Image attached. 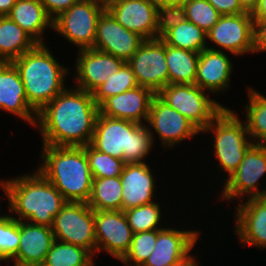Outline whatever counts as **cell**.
I'll use <instances>...</instances> for the list:
<instances>
[{
	"label": "cell",
	"instance_id": "1",
	"mask_svg": "<svg viewBox=\"0 0 266 266\" xmlns=\"http://www.w3.org/2000/svg\"><path fill=\"white\" fill-rule=\"evenodd\" d=\"M98 114L92 93L66 87L37 113L35 127L43 145L83 147L92 140Z\"/></svg>",
	"mask_w": 266,
	"mask_h": 266
},
{
	"label": "cell",
	"instance_id": "2",
	"mask_svg": "<svg viewBox=\"0 0 266 266\" xmlns=\"http://www.w3.org/2000/svg\"><path fill=\"white\" fill-rule=\"evenodd\" d=\"M33 171L5 181L0 179V188L6 194L13 218L52 227L54 217L67 201L38 169Z\"/></svg>",
	"mask_w": 266,
	"mask_h": 266
},
{
	"label": "cell",
	"instance_id": "3",
	"mask_svg": "<svg viewBox=\"0 0 266 266\" xmlns=\"http://www.w3.org/2000/svg\"><path fill=\"white\" fill-rule=\"evenodd\" d=\"M40 171L67 202L87 203L92 191V174L83 147L42 145Z\"/></svg>",
	"mask_w": 266,
	"mask_h": 266
},
{
	"label": "cell",
	"instance_id": "4",
	"mask_svg": "<svg viewBox=\"0 0 266 266\" xmlns=\"http://www.w3.org/2000/svg\"><path fill=\"white\" fill-rule=\"evenodd\" d=\"M45 44H37L11 63L16 67L26 92L27 102L38 113L65 87L69 68L54 58Z\"/></svg>",
	"mask_w": 266,
	"mask_h": 266
},
{
	"label": "cell",
	"instance_id": "5",
	"mask_svg": "<svg viewBox=\"0 0 266 266\" xmlns=\"http://www.w3.org/2000/svg\"><path fill=\"white\" fill-rule=\"evenodd\" d=\"M155 138L147 124L98 114L90 145L127 163H141L149 155Z\"/></svg>",
	"mask_w": 266,
	"mask_h": 266
},
{
	"label": "cell",
	"instance_id": "6",
	"mask_svg": "<svg viewBox=\"0 0 266 266\" xmlns=\"http://www.w3.org/2000/svg\"><path fill=\"white\" fill-rule=\"evenodd\" d=\"M236 114L226 106L201 132L212 133L214 159L219 162L217 167L228 173L227 178L238 169L246 151L253 144L245 121L240 120Z\"/></svg>",
	"mask_w": 266,
	"mask_h": 266
},
{
	"label": "cell",
	"instance_id": "7",
	"mask_svg": "<svg viewBox=\"0 0 266 266\" xmlns=\"http://www.w3.org/2000/svg\"><path fill=\"white\" fill-rule=\"evenodd\" d=\"M205 92L195 84H168L156 95L202 132L226 108Z\"/></svg>",
	"mask_w": 266,
	"mask_h": 266
},
{
	"label": "cell",
	"instance_id": "8",
	"mask_svg": "<svg viewBox=\"0 0 266 266\" xmlns=\"http://www.w3.org/2000/svg\"><path fill=\"white\" fill-rule=\"evenodd\" d=\"M106 9L101 0H79L52 21V29L78 50L94 46L97 21Z\"/></svg>",
	"mask_w": 266,
	"mask_h": 266
},
{
	"label": "cell",
	"instance_id": "9",
	"mask_svg": "<svg viewBox=\"0 0 266 266\" xmlns=\"http://www.w3.org/2000/svg\"><path fill=\"white\" fill-rule=\"evenodd\" d=\"M265 174L266 145L253 143L246 151L238 169L223 180L225 183L222 186L220 200L226 199L232 202L235 199L244 200L245 197L246 199L266 197V186L262 190L259 187V181Z\"/></svg>",
	"mask_w": 266,
	"mask_h": 266
},
{
	"label": "cell",
	"instance_id": "10",
	"mask_svg": "<svg viewBox=\"0 0 266 266\" xmlns=\"http://www.w3.org/2000/svg\"><path fill=\"white\" fill-rule=\"evenodd\" d=\"M54 238L96 254L94 210L84 202H67L54 217Z\"/></svg>",
	"mask_w": 266,
	"mask_h": 266
},
{
	"label": "cell",
	"instance_id": "11",
	"mask_svg": "<svg viewBox=\"0 0 266 266\" xmlns=\"http://www.w3.org/2000/svg\"><path fill=\"white\" fill-rule=\"evenodd\" d=\"M254 20L251 12L220 16L218 22L207 33V39L216 44L207 47L216 51H228L231 55L242 56L254 53ZM219 48V49H218ZM222 50H221V49ZM224 49V50H223Z\"/></svg>",
	"mask_w": 266,
	"mask_h": 266
},
{
	"label": "cell",
	"instance_id": "12",
	"mask_svg": "<svg viewBox=\"0 0 266 266\" xmlns=\"http://www.w3.org/2000/svg\"><path fill=\"white\" fill-rule=\"evenodd\" d=\"M127 63L139 86L150 88L157 94L169 84L166 44L160 38L144 40Z\"/></svg>",
	"mask_w": 266,
	"mask_h": 266
},
{
	"label": "cell",
	"instance_id": "13",
	"mask_svg": "<svg viewBox=\"0 0 266 266\" xmlns=\"http://www.w3.org/2000/svg\"><path fill=\"white\" fill-rule=\"evenodd\" d=\"M201 230H180L165 227L157 230V240L152 253L141 266H166L173 263H197L191 250L196 245Z\"/></svg>",
	"mask_w": 266,
	"mask_h": 266
},
{
	"label": "cell",
	"instance_id": "14",
	"mask_svg": "<svg viewBox=\"0 0 266 266\" xmlns=\"http://www.w3.org/2000/svg\"><path fill=\"white\" fill-rule=\"evenodd\" d=\"M147 127L152 136L156 132L162 147L172 149L178 143L180 144L188 138H194V136L202 134L191 121L177 110L168 106L157 95L151 102Z\"/></svg>",
	"mask_w": 266,
	"mask_h": 266
},
{
	"label": "cell",
	"instance_id": "15",
	"mask_svg": "<svg viewBox=\"0 0 266 266\" xmlns=\"http://www.w3.org/2000/svg\"><path fill=\"white\" fill-rule=\"evenodd\" d=\"M96 254L104 251L120 261L129 251L133 239L124 211L94 210Z\"/></svg>",
	"mask_w": 266,
	"mask_h": 266
},
{
	"label": "cell",
	"instance_id": "16",
	"mask_svg": "<svg viewBox=\"0 0 266 266\" xmlns=\"http://www.w3.org/2000/svg\"><path fill=\"white\" fill-rule=\"evenodd\" d=\"M144 40L139 34L125 29L105 9L97 21L93 49L121 58L127 62Z\"/></svg>",
	"mask_w": 266,
	"mask_h": 266
},
{
	"label": "cell",
	"instance_id": "17",
	"mask_svg": "<svg viewBox=\"0 0 266 266\" xmlns=\"http://www.w3.org/2000/svg\"><path fill=\"white\" fill-rule=\"evenodd\" d=\"M157 4L154 0H111L106 9L125 29L142 38H157Z\"/></svg>",
	"mask_w": 266,
	"mask_h": 266
},
{
	"label": "cell",
	"instance_id": "18",
	"mask_svg": "<svg viewBox=\"0 0 266 266\" xmlns=\"http://www.w3.org/2000/svg\"><path fill=\"white\" fill-rule=\"evenodd\" d=\"M74 62V87L93 93L101 84L107 81L113 73H117L126 63L125 60L97 51L93 48L78 50Z\"/></svg>",
	"mask_w": 266,
	"mask_h": 266
},
{
	"label": "cell",
	"instance_id": "19",
	"mask_svg": "<svg viewBox=\"0 0 266 266\" xmlns=\"http://www.w3.org/2000/svg\"><path fill=\"white\" fill-rule=\"evenodd\" d=\"M234 235L244 246L266 248V197L245 199L235 205Z\"/></svg>",
	"mask_w": 266,
	"mask_h": 266
},
{
	"label": "cell",
	"instance_id": "20",
	"mask_svg": "<svg viewBox=\"0 0 266 266\" xmlns=\"http://www.w3.org/2000/svg\"><path fill=\"white\" fill-rule=\"evenodd\" d=\"M155 96L156 93L150 88L137 86L124 93L106 98L99 105V113L111 118L145 124Z\"/></svg>",
	"mask_w": 266,
	"mask_h": 266
},
{
	"label": "cell",
	"instance_id": "21",
	"mask_svg": "<svg viewBox=\"0 0 266 266\" xmlns=\"http://www.w3.org/2000/svg\"><path fill=\"white\" fill-rule=\"evenodd\" d=\"M0 109L35 127L37 113L28 104L19 72L11 62H0Z\"/></svg>",
	"mask_w": 266,
	"mask_h": 266
},
{
	"label": "cell",
	"instance_id": "22",
	"mask_svg": "<svg viewBox=\"0 0 266 266\" xmlns=\"http://www.w3.org/2000/svg\"><path fill=\"white\" fill-rule=\"evenodd\" d=\"M120 180L122 211L154 202L156 183L148 163L125 164Z\"/></svg>",
	"mask_w": 266,
	"mask_h": 266
},
{
	"label": "cell",
	"instance_id": "23",
	"mask_svg": "<svg viewBox=\"0 0 266 266\" xmlns=\"http://www.w3.org/2000/svg\"><path fill=\"white\" fill-rule=\"evenodd\" d=\"M233 65L224 51L203 49L199 53L195 85L211 94H224L230 88Z\"/></svg>",
	"mask_w": 266,
	"mask_h": 266
},
{
	"label": "cell",
	"instance_id": "24",
	"mask_svg": "<svg viewBox=\"0 0 266 266\" xmlns=\"http://www.w3.org/2000/svg\"><path fill=\"white\" fill-rule=\"evenodd\" d=\"M54 240L52 227L20 221L19 248L11 263L43 265Z\"/></svg>",
	"mask_w": 266,
	"mask_h": 266
},
{
	"label": "cell",
	"instance_id": "25",
	"mask_svg": "<svg viewBox=\"0 0 266 266\" xmlns=\"http://www.w3.org/2000/svg\"><path fill=\"white\" fill-rule=\"evenodd\" d=\"M7 17L17 23L38 44H45L44 31L52 29V19L39 0H16Z\"/></svg>",
	"mask_w": 266,
	"mask_h": 266
},
{
	"label": "cell",
	"instance_id": "26",
	"mask_svg": "<svg viewBox=\"0 0 266 266\" xmlns=\"http://www.w3.org/2000/svg\"><path fill=\"white\" fill-rule=\"evenodd\" d=\"M37 44L17 23L0 16V62H12Z\"/></svg>",
	"mask_w": 266,
	"mask_h": 266
},
{
	"label": "cell",
	"instance_id": "27",
	"mask_svg": "<svg viewBox=\"0 0 266 266\" xmlns=\"http://www.w3.org/2000/svg\"><path fill=\"white\" fill-rule=\"evenodd\" d=\"M199 53L166 45L169 84H195Z\"/></svg>",
	"mask_w": 266,
	"mask_h": 266
},
{
	"label": "cell",
	"instance_id": "28",
	"mask_svg": "<svg viewBox=\"0 0 266 266\" xmlns=\"http://www.w3.org/2000/svg\"><path fill=\"white\" fill-rule=\"evenodd\" d=\"M87 204L93 210H122V183L120 176L93 178L91 196Z\"/></svg>",
	"mask_w": 266,
	"mask_h": 266
},
{
	"label": "cell",
	"instance_id": "29",
	"mask_svg": "<svg viewBox=\"0 0 266 266\" xmlns=\"http://www.w3.org/2000/svg\"><path fill=\"white\" fill-rule=\"evenodd\" d=\"M160 39L166 45L196 53H200L209 46L206 41L207 33L188 20L167 30Z\"/></svg>",
	"mask_w": 266,
	"mask_h": 266
},
{
	"label": "cell",
	"instance_id": "30",
	"mask_svg": "<svg viewBox=\"0 0 266 266\" xmlns=\"http://www.w3.org/2000/svg\"><path fill=\"white\" fill-rule=\"evenodd\" d=\"M248 104H245V124L254 144L266 145V96L247 87Z\"/></svg>",
	"mask_w": 266,
	"mask_h": 266
},
{
	"label": "cell",
	"instance_id": "31",
	"mask_svg": "<svg viewBox=\"0 0 266 266\" xmlns=\"http://www.w3.org/2000/svg\"><path fill=\"white\" fill-rule=\"evenodd\" d=\"M93 258L85 248L55 239L43 266H94Z\"/></svg>",
	"mask_w": 266,
	"mask_h": 266
},
{
	"label": "cell",
	"instance_id": "32",
	"mask_svg": "<svg viewBox=\"0 0 266 266\" xmlns=\"http://www.w3.org/2000/svg\"><path fill=\"white\" fill-rule=\"evenodd\" d=\"M139 86L131 66L126 62L117 73L110 75L92 94L99 106L106 98Z\"/></svg>",
	"mask_w": 266,
	"mask_h": 266
},
{
	"label": "cell",
	"instance_id": "33",
	"mask_svg": "<svg viewBox=\"0 0 266 266\" xmlns=\"http://www.w3.org/2000/svg\"><path fill=\"white\" fill-rule=\"evenodd\" d=\"M160 207L161 205L154 200L152 203L125 210V216L133 233L163 229L160 226L163 216Z\"/></svg>",
	"mask_w": 266,
	"mask_h": 266
},
{
	"label": "cell",
	"instance_id": "34",
	"mask_svg": "<svg viewBox=\"0 0 266 266\" xmlns=\"http://www.w3.org/2000/svg\"><path fill=\"white\" fill-rule=\"evenodd\" d=\"M93 178H113L122 174L125 162L104 152L98 151L90 144L84 146Z\"/></svg>",
	"mask_w": 266,
	"mask_h": 266
},
{
	"label": "cell",
	"instance_id": "35",
	"mask_svg": "<svg viewBox=\"0 0 266 266\" xmlns=\"http://www.w3.org/2000/svg\"><path fill=\"white\" fill-rule=\"evenodd\" d=\"M20 241V221L11 213L0 217V264L11 262L17 254Z\"/></svg>",
	"mask_w": 266,
	"mask_h": 266
},
{
	"label": "cell",
	"instance_id": "36",
	"mask_svg": "<svg viewBox=\"0 0 266 266\" xmlns=\"http://www.w3.org/2000/svg\"><path fill=\"white\" fill-rule=\"evenodd\" d=\"M157 240V230L134 233L129 251L120 260L125 266H141L150 256Z\"/></svg>",
	"mask_w": 266,
	"mask_h": 266
},
{
	"label": "cell",
	"instance_id": "37",
	"mask_svg": "<svg viewBox=\"0 0 266 266\" xmlns=\"http://www.w3.org/2000/svg\"><path fill=\"white\" fill-rule=\"evenodd\" d=\"M184 6L186 20L194 23L206 33L218 22L221 16L207 0H190Z\"/></svg>",
	"mask_w": 266,
	"mask_h": 266
},
{
	"label": "cell",
	"instance_id": "38",
	"mask_svg": "<svg viewBox=\"0 0 266 266\" xmlns=\"http://www.w3.org/2000/svg\"><path fill=\"white\" fill-rule=\"evenodd\" d=\"M186 20L184 5H158L157 6V38L167 30L178 26Z\"/></svg>",
	"mask_w": 266,
	"mask_h": 266
},
{
	"label": "cell",
	"instance_id": "39",
	"mask_svg": "<svg viewBox=\"0 0 266 266\" xmlns=\"http://www.w3.org/2000/svg\"><path fill=\"white\" fill-rule=\"evenodd\" d=\"M214 8L223 15H237L246 13L248 10L243 6L240 0H207Z\"/></svg>",
	"mask_w": 266,
	"mask_h": 266
},
{
	"label": "cell",
	"instance_id": "40",
	"mask_svg": "<svg viewBox=\"0 0 266 266\" xmlns=\"http://www.w3.org/2000/svg\"><path fill=\"white\" fill-rule=\"evenodd\" d=\"M47 15L53 20L79 0H39Z\"/></svg>",
	"mask_w": 266,
	"mask_h": 266
},
{
	"label": "cell",
	"instance_id": "41",
	"mask_svg": "<svg viewBox=\"0 0 266 266\" xmlns=\"http://www.w3.org/2000/svg\"><path fill=\"white\" fill-rule=\"evenodd\" d=\"M254 20V53L266 52V18Z\"/></svg>",
	"mask_w": 266,
	"mask_h": 266
},
{
	"label": "cell",
	"instance_id": "42",
	"mask_svg": "<svg viewBox=\"0 0 266 266\" xmlns=\"http://www.w3.org/2000/svg\"><path fill=\"white\" fill-rule=\"evenodd\" d=\"M250 12L253 19L266 18V0H258Z\"/></svg>",
	"mask_w": 266,
	"mask_h": 266
},
{
	"label": "cell",
	"instance_id": "43",
	"mask_svg": "<svg viewBox=\"0 0 266 266\" xmlns=\"http://www.w3.org/2000/svg\"><path fill=\"white\" fill-rule=\"evenodd\" d=\"M16 0H0V16H7Z\"/></svg>",
	"mask_w": 266,
	"mask_h": 266
},
{
	"label": "cell",
	"instance_id": "44",
	"mask_svg": "<svg viewBox=\"0 0 266 266\" xmlns=\"http://www.w3.org/2000/svg\"><path fill=\"white\" fill-rule=\"evenodd\" d=\"M157 5H184L190 0H154Z\"/></svg>",
	"mask_w": 266,
	"mask_h": 266
},
{
	"label": "cell",
	"instance_id": "45",
	"mask_svg": "<svg viewBox=\"0 0 266 266\" xmlns=\"http://www.w3.org/2000/svg\"><path fill=\"white\" fill-rule=\"evenodd\" d=\"M258 0H240V2L243 4V6L251 11V9L256 5Z\"/></svg>",
	"mask_w": 266,
	"mask_h": 266
},
{
	"label": "cell",
	"instance_id": "46",
	"mask_svg": "<svg viewBox=\"0 0 266 266\" xmlns=\"http://www.w3.org/2000/svg\"><path fill=\"white\" fill-rule=\"evenodd\" d=\"M196 263H173L166 266H194Z\"/></svg>",
	"mask_w": 266,
	"mask_h": 266
},
{
	"label": "cell",
	"instance_id": "47",
	"mask_svg": "<svg viewBox=\"0 0 266 266\" xmlns=\"http://www.w3.org/2000/svg\"><path fill=\"white\" fill-rule=\"evenodd\" d=\"M13 266H43V265H16V264H12Z\"/></svg>",
	"mask_w": 266,
	"mask_h": 266
},
{
	"label": "cell",
	"instance_id": "48",
	"mask_svg": "<svg viewBox=\"0 0 266 266\" xmlns=\"http://www.w3.org/2000/svg\"><path fill=\"white\" fill-rule=\"evenodd\" d=\"M102 2H104L105 4L111 0H101Z\"/></svg>",
	"mask_w": 266,
	"mask_h": 266
}]
</instances>
